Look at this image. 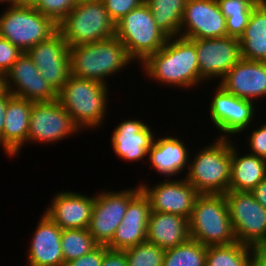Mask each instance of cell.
Instances as JSON below:
<instances>
[{
    "instance_id": "cell-1",
    "label": "cell",
    "mask_w": 266,
    "mask_h": 266,
    "mask_svg": "<svg viewBox=\"0 0 266 266\" xmlns=\"http://www.w3.org/2000/svg\"><path fill=\"white\" fill-rule=\"evenodd\" d=\"M141 64L146 75L159 83L188 89L201 82L196 46L187 38H168L160 50Z\"/></svg>"
},
{
    "instance_id": "cell-2",
    "label": "cell",
    "mask_w": 266,
    "mask_h": 266,
    "mask_svg": "<svg viewBox=\"0 0 266 266\" xmlns=\"http://www.w3.org/2000/svg\"><path fill=\"white\" fill-rule=\"evenodd\" d=\"M69 57L72 75L105 85L106 77L121 72L122 68L133 61L116 36L98 42L71 46Z\"/></svg>"
},
{
    "instance_id": "cell-3",
    "label": "cell",
    "mask_w": 266,
    "mask_h": 266,
    "mask_svg": "<svg viewBox=\"0 0 266 266\" xmlns=\"http://www.w3.org/2000/svg\"><path fill=\"white\" fill-rule=\"evenodd\" d=\"M107 88L103 83L71 74L57 93V100L80 130L93 129L101 125L106 117Z\"/></svg>"
},
{
    "instance_id": "cell-4",
    "label": "cell",
    "mask_w": 266,
    "mask_h": 266,
    "mask_svg": "<svg viewBox=\"0 0 266 266\" xmlns=\"http://www.w3.org/2000/svg\"><path fill=\"white\" fill-rule=\"evenodd\" d=\"M188 222L190 238L204 246L237 242L224 194H200Z\"/></svg>"
},
{
    "instance_id": "cell-5",
    "label": "cell",
    "mask_w": 266,
    "mask_h": 266,
    "mask_svg": "<svg viewBox=\"0 0 266 266\" xmlns=\"http://www.w3.org/2000/svg\"><path fill=\"white\" fill-rule=\"evenodd\" d=\"M228 138H218L212 145L201 149L189 163L185 179L200 194H225L228 192L231 171V143Z\"/></svg>"
},
{
    "instance_id": "cell-6",
    "label": "cell",
    "mask_w": 266,
    "mask_h": 266,
    "mask_svg": "<svg viewBox=\"0 0 266 266\" xmlns=\"http://www.w3.org/2000/svg\"><path fill=\"white\" fill-rule=\"evenodd\" d=\"M58 31L71 47L115 36L116 24L102 0H84L78 1L58 24Z\"/></svg>"
},
{
    "instance_id": "cell-7",
    "label": "cell",
    "mask_w": 266,
    "mask_h": 266,
    "mask_svg": "<svg viewBox=\"0 0 266 266\" xmlns=\"http://www.w3.org/2000/svg\"><path fill=\"white\" fill-rule=\"evenodd\" d=\"M115 36L125 46L128 56L135 61L138 59L140 64L160 50L169 38L156 24L146 3L116 23Z\"/></svg>"
},
{
    "instance_id": "cell-8",
    "label": "cell",
    "mask_w": 266,
    "mask_h": 266,
    "mask_svg": "<svg viewBox=\"0 0 266 266\" xmlns=\"http://www.w3.org/2000/svg\"><path fill=\"white\" fill-rule=\"evenodd\" d=\"M0 16V36L22 52L45 41L58 31V25L33 6H10Z\"/></svg>"
},
{
    "instance_id": "cell-9",
    "label": "cell",
    "mask_w": 266,
    "mask_h": 266,
    "mask_svg": "<svg viewBox=\"0 0 266 266\" xmlns=\"http://www.w3.org/2000/svg\"><path fill=\"white\" fill-rule=\"evenodd\" d=\"M237 242L260 248L266 242V209L247 191L224 194Z\"/></svg>"
},
{
    "instance_id": "cell-10",
    "label": "cell",
    "mask_w": 266,
    "mask_h": 266,
    "mask_svg": "<svg viewBox=\"0 0 266 266\" xmlns=\"http://www.w3.org/2000/svg\"><path fill=\"white\" fill-rule=\"evenodd\" d=\"M140 186L119 192H100L95 195L89 233L99 246H108L120 225L129 201L140 191Z\"/></svg>"
},
{
    "instance_id": "cell-11",
    "label": "cell",
    "mask_w": 266,
    "mask_h": 266,
    "mask_svg": "<svg viewBox=\"0 0 266 266\" xmlns=\"http://www.w3.org/2000/svg\"><path fill=\"white\" fill-rule=\"evenodd\" d=\"M79 130L71 115L57 99L32 104L27 142L54 143Z\"/></svg>"
},
{
    "instance_id": "cell-12",
    "label": "cell",
    "mask_w": 266,
    "mask_h": 266,
    "mask_svg": "<svg viewBox=\"0 0 266 266\" xmlns=\"http://www.w3.org/2000/svg\"><path fill=\"white\" fill-rule=\"evenodd\" d=\"M26 53L37 66L41 76L58 93L71 75L69 46L62 34L57 31Z\"/></svg>"
},
{
    "instance_id": "cell-13",
    "label": "cell",
    "mask_w": 266,
    "mask_h": 266,
    "mask_svg": "<svg viewBox=\"0 0 266 266\" xmlns=\"http://www.w3.org/2000/svg\"><path fill=\"white\" fill-rule=\"evenodd\" d=\"M179 36L190 40L228 36L226 18L217 1L187 0Z\"/></svg>"
},
{
    "instance_id": "cell-14",
    "label": "cell",
    "mask_w": 266,
    "mask_h": 266,
    "mask_svg": "<svg viewBox=\"0 0 266 266\" xmlns=\"http://www.w3.org/2000/svg\"><path fill=\"white\" fill-rule=\"evenodd\" d=\"M197 51L201 81L218 78L221 80L241 59L239 38L226 36L213 39L191 40Z\"/></svg>"
},
{
    "instance_id": "cell-15",
    "label": "cell",
    "mask_w": 266,
    "mask_h": 266,
    "mask_svg": "<svg viewBox=\"0 0 266 266\" xmlns=\"http://www.w3.org/2000/svg\"><path fill=\"white\" fill-rule=\"evenodd\" d=\"M5 87L14 97L31 102H50L57 99V92L41 76L26 52H22L5 74Z\"/></svg>"
},
{
    "instance_id": "cell-16",
    "label": "cell",
    "mask_w": 266,
    "mask_h": 266,
    "mask_svg": "<svg viewBox=\"0 0 266 266\" xmlns=\"http://www.w3.org/2000/svg\"><path fill=\"white\" fill-rule=\"evenodd\" d=\"M150 202L151 211L183 216L189 220L200 193L185 178L158 183L152 188L140 184Z\"/></svg>"
},
{
    "instance_id": "cell-17",
    "label": "cell",
    "mask_w": 266,
    "mask_h": 266,
    "mask_svg": "<svg viewBox=\"0 0 266 266\" xmlns=\"http://www.w3.org/2000/svg\"><path fill=\"white\" fill-rule=\"evenodd\" d=\"M210 105L211 121L216 129L224 133L220 138H229L228 135H235L248 128L254 116V101L238 98L226 92L220 85ZM227 133V134H226Z\"/></svg>"
},
{
    "instance_id": "cell-18",
    "label": "cell",
    "mask_w": 266,
    "mask_h": 266,
    "mask_svg": "<svg viewBox=\"0 0 266 266\" xmlns=\"http://www.w3.org/2000/svg\"><path fill=\"white\" fill-rule=\"evenodd\" d=\"M150 213L149 199L140 190L129 201L126 213L107 247L123 251L146 242Z\"/></svg>"
},
{
    "instance_id": "cell-19",
    "label": "cell",
    "mask_w": 266,
    "mask_h": 266,
    "mask_svg": "<svg viewBox=\"0 0 266 266\" xmlns=\"http://www.w3.org/2000/svg\"><path fill=\"white\" fill-rule=\"evenodd\" d=\"M226 92L253 101L266 95V62L240 59L220 80Z\"/></svg>"
},
{
    "instance_id": "cell-20",
    "label": "cell",
    "mask_w": 266,
    "mask_h": 266,
    "mask_svg": "<svg viewBox=\"0 0 266 266\" xmlns=\"http://www.w3.org/2000/svg\"><path fill=\"white\" fill-rule=\"evenodd\" d=\"M95 196L88 197L74 192H59L44 212L62 230L86 229L92 216Z\"/></svg>"
},
{
    "instance_id": "cell-21",
    "label": "cell",
    "mask_w": 266,
    "mask_h": 266,
    "mask_svg": "<svg viewBox=\"0 0 266 266\" xmlns=\"http://www.w3.org/2000/svg\"><path fill=\"white\" fill-rule=\"evenodd\" d=\"M37 225L27 255L29 266H64L62 229L45 213Z\"/></svg>"
},
{
    "instance_id": "cell-22",
    "label": "cell",
    "mask_w": 266,
    "mask_h": 266,
    "mask_svg": "<svg viewBox=\"0 0 266 266\" xmlns=\"http://www.w3.org/2000/svg\"><path fill=\"white\" fill-rule=\"evenodd\" d=\"M154 134L150 127L140 120H124L112 134L114 153L127 162L140 161L147 157L153 144Z\"/></svg>"
},
{
    "instance_id": "cell-23",
    "label": "cell",
    "mask_w": 266,
    "mask_h": 266,
    "mask_svg": "<svg viewBox=\"0 0 266 266\" xmlns=\"http://www.w3.org/2000/svg\"><path fill=\"white\" fill-rule=\"evenodd\" d=\"M34 102L12 96L8 100L2 132V147L10 157L19 154L27 142L29 120Z\"/></svg>"
},
{
    "instance_id": "cell-24",
    "label": "cell",
    "mask_w": 266,
    "mask_h": 266,
    "mask_svg": "<svg viewBox=\"0 0 266 266\" xmlns=\"http://www.w3.org/2000/svg\"><path fill=\"white\" fill-rule=\"evenodd\" d=\"M190 238L188 219L170 213L151 211L146 241L163 250L178 246Z\"/></svg>"
},
{
    "instance_id": "cell-25",
    "label": "cell",
    "mask_w": 266,
    "mask_h": 266,
    "mask_svg": "<svg viewBox=\"0 0 266 266\" xmlns=\"http://www.w3.org/2000/svg\"><path fill=\"white\" fill-rule=\"evenodd\" d=\"M184 142L174 136L154 138L153 144L148 151V159L152 168L161 175L175 176L184 170L190 157L189 150Z\"/></svg>"
},
{
    "instance_id": "cell-26",
    "label": "cell",
    "mask_w": 266,
    "mask_h": 266,
    "mask_svg": "<svg viewBox=\"0 0 266 266\" xmlns=\"http://www.w3.org/2000/svg\"><path fill=\"white\" fill-rule=\"evenodd\" d=\"M231 146V171L228 191L251 192L266 177V159L246 154L242 157Z\"/></svg>"
},
{
    "instance_id": "cell-27",
    "label": "cell",
    "mask_w": 266,
    "mask_h": 266,
    "mask_svg": "<svg viewBox=\"0 0 266 266\" xmlns=\"http://www.w3.org/2000/svg\"><path fill=\"white\" fill-rule=\"evenodd\" d=\"M239 42L242 59L266 62V0L254 6Z\"/></svg>"
},
{
    "instance_id": "cell-28",
    "label": "cell",
    "mask_w": 266,
    "mask_h": 266,
    "mask_svg": "<svg viewBox=\"0 0 266 266\" xmlns=\"http://www.w3.org/2000/svg\"><path fill=\"white\" fill-rule=\"evenodd\" d=\"M186 2L187 0H145L156 24L169 38L179 35Z\"/></svg>"
},
{
    "instance_id": "cell-29",
    "label": "cell",
    "mask_w": 266,
    "mask_h": 266,
    "mask_svg": "<svg viewBox=\"0 0 266 266\" xmlns=\"http://www.w3.org/2000/svg\"><path fill=\"white\" fill-rule=\"evenodd\" d=\"M253 249L240 242L206 246L205 266H249Z\"/></svg>"
},
{
    "instance_id": "cell-30",
    "label": "cell",
    "mask_w": 266,
    "mask_h": 266,
    "mask_svg": "<svg viewBox=\"0 0 266 266\" xmlns=\"http://www.w3.org/2000/svg\"><path fill=\"white\" fill-rule=\"evenodd\" d=\"M226 18L228 36L240 38L249 22L254 6L259 3L254 0H216Z\"/></svg>"
},
{
    "instance_id": "cell-31",
    "label": "cell",
    "mask_w": 266,
    "mask_h": 266,
    "mask_svg": "<svg viewBox=\"0 0 266 266\" xmlns=\"http://www.w3.org/2000/svg\"><path fill=\"white\" fill-rule=\"evenodd\" d=\"M206 246L189 238L174 248L165 250L162 266H205Z\"/></svg>"
},
{
    "instance_id": "cell-32",
    "label": "cell",
    "mask_w": 266,
    "mask_h": 266,
    "mask_svg": "<svg viewBox=\"0 0 266 266\" xmlns=\"http://www.w3.org/2000/svg\"><path fill=\"white\" fill-rule=\"evenodd\" d=\"M98 245L93 236L86 229H64L61 233V248L64 265L66 262L77 259L90 253Z\"/></svg>"
},
{
    "instance_id": "cell-33",
    "label": "cell",
    "mask_w": 266,
    "mask_h": 266,
    "mask_svg": "<svg viewBox=\"0 0 266 266\" xmlns=\"http://www.w3.org/2000/svg\"><path fill=\"white\" fill-rule=\"evenodd\" d=\"M123 251L128 266H162L165 254V250L147 241Z\"/></svg>"
},
{
    "instance_id": "cell-34",
    "label": "cell",
    "mask_w": 266,
    "mask_h": 266,
    "mask_svg": "<svg viewBox=\"0 0 266 266\" xmlns=\"http://www.w3.org/2000/svg\"><path fill=\"white\" fill-rule=\"evenodd\" d=\"M77 2L78 0H38L34 7L58 25Z\"/></svg>"
},
{
    "instance_id": "cell-35",
    "label": "cell",
    "mask_w": 266,
    "mask_h": 266,
    "mask_svg": "<svg viewBox=\"0 0 266 266\" xmlns=\"http://www.w3.org/2000/svg\"><path fill=\"white\" fill-rule=\"evenodd\" d=\"M111 19L118 23L126 14L143 5L145 0H102Z\"/></svg>"
},
{
    "instance_id": "cell-36",
    "label": "cell",
    "mask_w": 266,
    "mask_h": 266,
    "mask_svg": "<svg viewBox=\"0 0 266 266\" xmlns=\"http://www.w3.org/2000/svg\"><path fill=\"white\" fill-rule=\"evenodd\" d=\"M21 54L17 46L0 36V74L5 75Z\"/></svg>"
},
{
    "instance_id": "cell-37",
    "label": "cell",
    "mask_w": 266,
    "mask_h": 266,
    "mask_svg": "<svg viewBox=\"0 0 266 266\" xmlns=\"http://www.w3.org/2000/svg\"><path fill=\"white\" fill-rule=\"evenodd\" d=\"M107 246H97L90 253L85 254L77 259L68 261L64 266H101Z\"/></svg>"
},
{
    "instance_id": "cell-38",
    "label": "cell",
    "mask_w": 266,
    "mask_h": 266,
    "mask_svg": "<svg viewBox=\"0 0 266 266\" xmlns=\"http://www.w3.org/2000/svg\"><path fill=\"white\" fill-rule=\"evenodd\" d=\"M249 136V145L252 155L266 159V123L255 129Z\"/></svg>"
},
{
    "instance_id": "cell-39",
    "label": "cell",
    "mask_w": 266,
    "mask_h": 266,
    "mask_svg": "<svg viewBox=\"0 0 266 266\" xmlns=\"http://www.w3.org/2000/svg\"><path fill=\"white\" fill-rule=\"evenodd\" d=\"M101 266H128L125 252L108 249L104 254Z\"/></svg>"
},
{
    "instance_id": "cell-40",
    "label": "cell",
    "mask_w": 266,
    "mask_h": 266,
    "mask_svg": "<svg viewBox=\"0 0 266 266\" xmlns=\"http://www.w3.org/2000/svg\"><path fill=\"white\" fill-rule=\"evenodd\" d=\"M12 96L13 95L8 90L0 95V146H2V132L5 123V113L7 110L8 100Z\"/></svg>"
},
{
    "instance_id": "cell-41",
    "label": "cell",
    "mask_w": 266,
    "mask_h": 266,
    "mask_svg": "<svg viewBox=\"0 0 266 266\" xmlns=\"http://www.w3.org/2000/svg\"><path fill=\"white\" fill-rule=\"evenodd\" d=\"M255 200L266 209V177L251 191Z\"/></svg>"
},
{
    "instance_id": "cell-42",
    "label": "cell",
    "mask_w": 266,
    "mask_h": 266,
    "mask_svg": "<svg viewBox=\"0 0 266 266\" xmlns=\"http://www.w3.org/2000/svg\"><path fill=\"white\" fill-rule=\"evenodd\" d=\"M249 266H266V254L260 248H254Z\"/></svg>"
},
{
    "instance_id": "cell-43",
    "label": "cell",
    "mask_w": 266,
    "mask_h": 266,
    "mask_svg": "<svg viewBox=\"0 0 266 266\" xmlns=\"http://www.w3.org/2000/svg\"><path fill=\"white\" fill-rule=\"evenodd\" d=\"M38 0H16L18 6H35Z\"/></svg>"
},
{
    "instance_id": "cell-44",
    "label": "cell",
    "mask_w": 266,
    "mask_h": 266,
    "mask_svg": "<svg viewBox=\"0 0 266 266\" xmlns=\"http://www.w3.org/2000/svg\"><path fill=\"white\" fill-rule=\"evenodd\" d=\"M6 91L5 75L0 74V95Z\"/></svg>"
},
{
    "instance_id": "cell-45",
    "label": "cell",
    "mask_w": 266,
    "mask_h": 266,
    "mask_svg": "<svg viewBox=\"0 0 266 266\" xmlns=\"http://www.w3.org/2000/svg\"><path fill=\"white\" fill-rule=\"evenodd\" d=\"M8 3L10 6L16 5V0H0V3Z\"/></svg>"
},
{
    "instance_id": "cell-46",
    "label": "cell",
    "mask_w": 266,
    "mask_h": 266,
    "mask_svg": "<svg viewBox=\"0 0 266 266\" xmlns=\"http://www.w3.org/2000/svg\"><path fill=\"white\" fill-rule=\"evenodd\" d=\"M260 249L266 254V242L260 247Z\"/></svg>"
},
{
    "instance_id": "cell-47",
    "label": "cell",
    "mask_w": 266,
    "mask_h": 266,
    "mask_svg": "<svg viewBox=\"0 0 266 266\" xmlns=\"http://www.w3.org/2000/svg\"><path fill=\"white\" fill-rule=\"evenodd\" d=\"M255 2H262V1H264V0H254Z\"/></svg>"
}]
</instances>
